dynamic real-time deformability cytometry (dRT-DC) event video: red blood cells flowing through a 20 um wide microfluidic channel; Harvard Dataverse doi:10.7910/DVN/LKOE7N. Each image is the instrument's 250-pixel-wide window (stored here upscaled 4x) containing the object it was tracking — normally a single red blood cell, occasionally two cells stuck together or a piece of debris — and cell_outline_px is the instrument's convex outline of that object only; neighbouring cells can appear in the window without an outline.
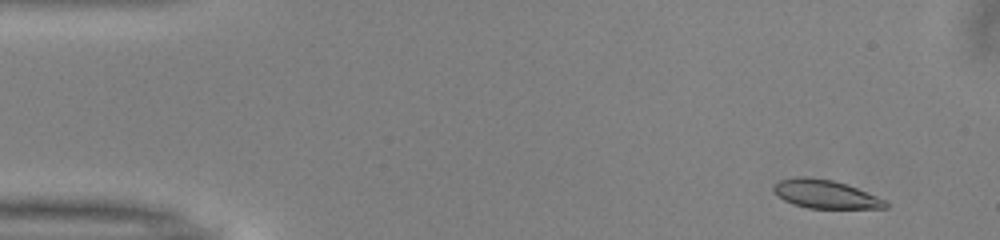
{"species": "common noctule bat (a hibernating species)", "species_latin": "Nyctalus noctula", "temperature_condition": "warm", "stored_images_in_passage": 14, "camera_frame_rate_fps": 3000, "um_per_image_px": 0.085, "animal": {"sex": "male", "body_mass_g": 13.0, "forearm_length_mm": 53.1}, "frame": {"image": 1, "passage_image": 3, "time_ms": 0.667, "image_size_px": [1000, 240], "cell_outline_px": [[888, 208], [808, 208], [792, 204], [784, 200], [772, 188], [772, 184], [780, 180], [796, 176], [808, 176], [832, 180], [848, 184], [888, 200]], "centroid_in_image_um": [70.18, 16.49], "position_along_channel_um": 14.8, "area_um2": 18.79}}